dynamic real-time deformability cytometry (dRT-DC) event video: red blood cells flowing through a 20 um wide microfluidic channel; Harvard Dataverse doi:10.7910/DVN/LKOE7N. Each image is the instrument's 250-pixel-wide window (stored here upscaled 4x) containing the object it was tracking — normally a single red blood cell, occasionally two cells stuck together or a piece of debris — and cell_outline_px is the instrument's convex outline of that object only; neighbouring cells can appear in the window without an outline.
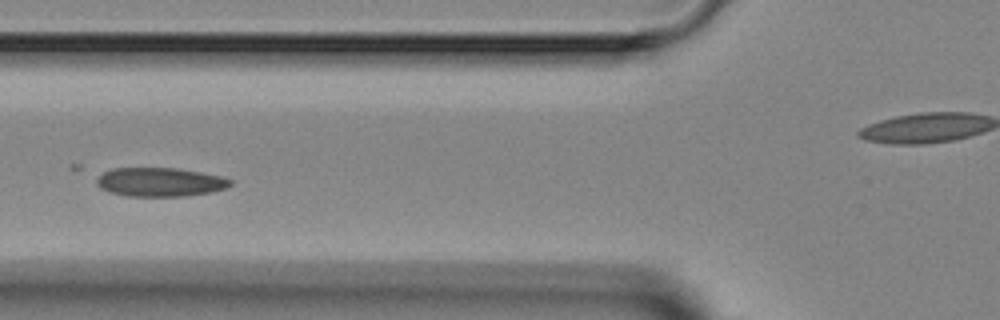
{"species": "Egyptian fruit bat (a non-hibernating species)", "species_latin": "Rousettus aegyptiacus", "temperature_condition": "room temperature", "stored_images_in_passage": 5, "camera_frame_rate_fps": 3000, "um_per_image_px": 0.085, "animal": {"sex": "female"}, "frame": {"image": 1, "passage_image": 3, "time_ms": 2.667, "image_size_px": [1000, 320], "cell_outline_px": [[232, 184], [224, 188], [212, 192], [188, 196], [124, 196], [108, 192], [100, 188], [96, 184], [96, 176], [112, 168], [176, 168], [200, 172], [220, 176], [232, 180]], "centroid_in_image_um": [13.55, 15.48], "position_along_channel_um": 112.2, "area_um2": 22.66}}
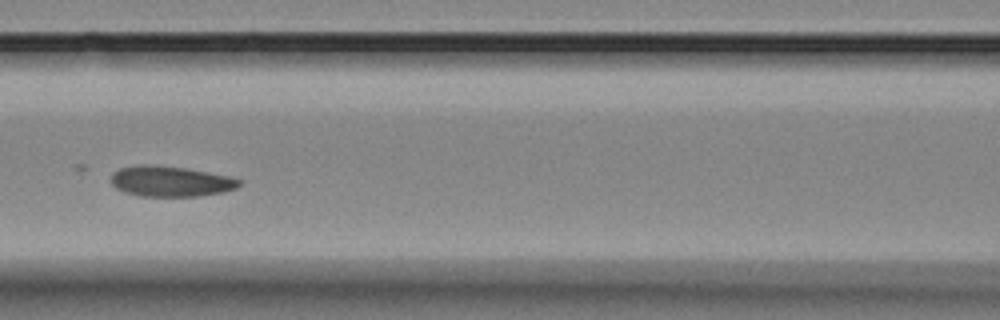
{"frame": {"image": 2, "passage_image": 4, "time_ms": 3.667, "image_size_px": [1000, 320], "cell_outline_px": [[240, 184], [236, 188], [220, 192], [200, 196], [140, 196], [124, 192], [116, 188], [112, 184], [112, 172], [120, 168], [140, 164], [152, 164], [184, 168], [228, 176], [240, 180]], "centroid_in_image_um": [14.44, 15.41], "position_along_channel_um": 152.2, "area_um2": 22.6}}
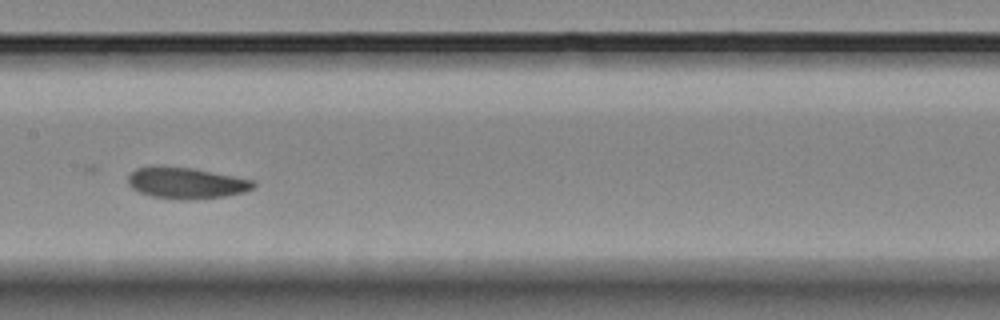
{"frame": {"image": 3, "passage_image": 5, "time_ms": 4.667, "image_size_px": [1000, 320], "cell_outline_px": [[256, 184], [252, 188], [244, 192], [224, 196], [180, 200], [152, 196], [140, 192], [132, 188], [128, 184], [128, 176], [136, 168], [152, 164], [156, 164], [192, 168], [252, 180]], "centroid_in_image_um": [15.75, 15.53], "position_along_channel_um": 191.7, "area_um2": 22.83}}